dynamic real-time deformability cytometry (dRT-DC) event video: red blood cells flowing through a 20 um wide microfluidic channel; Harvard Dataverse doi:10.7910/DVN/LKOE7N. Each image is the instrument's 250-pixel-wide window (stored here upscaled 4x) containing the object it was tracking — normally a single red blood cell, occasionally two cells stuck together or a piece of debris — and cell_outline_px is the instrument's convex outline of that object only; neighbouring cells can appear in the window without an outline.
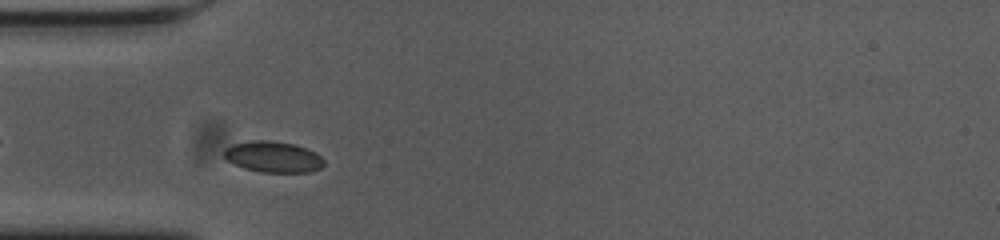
{"species": "common noctule bat (a hibernating species)", "species_latin": "Nyctalus noctula", "temperature_condition": "cold", "stored_images_in_passage": 40, "camera_frame_rate_fps": 3000, "um_per_image_px": 0.085, "animal": {"sex": "female", "body_mass_g": 23.0, "forearm_length_mm": 53.4}, "frame": {"image": 1, "passage_image": 5, "time_ms": 1.333, "image_size_px": [1000, 240], "cell_outline_px": [[324, 164], [320, 168], [308, 172], [260, 172], [244, 168], [228, 160], [224, 156], [224, 148], [232, 144], [252, 140], [268, 140], [292, 144], [304, 148], [320, 156], [324, 160]], "centroid_in_image_um": [23.18, 13.33], "position_along_channel_um": 61.8, "area_um2": 17.8}}
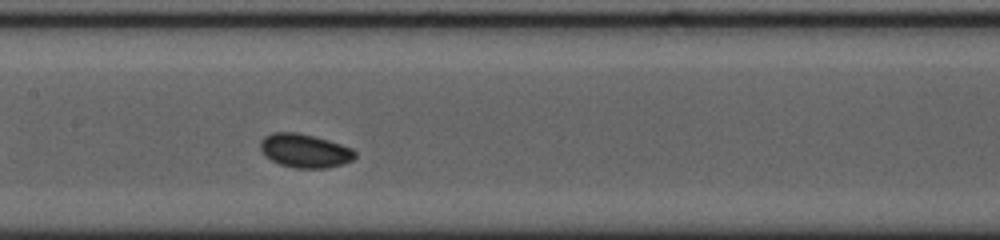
{"frame": {"image": 2, "passage_image": 15, "time_ms": 4.667, "image_size_px": [1000, 240], "cell_outline_px": [[356, 156], [352, 160], [344, 164], [328, 168], [296, 168], [280, 164], [264, 156], [260, 148], [260, 140], [264, 136], [272, 132], [296, 132], [328, 140], [352, 148], [356, 152]], "centroid_in_image_um": [25.9, 12.81], "position_along_channel_um": 181.5, "area_um2": 18.67}}
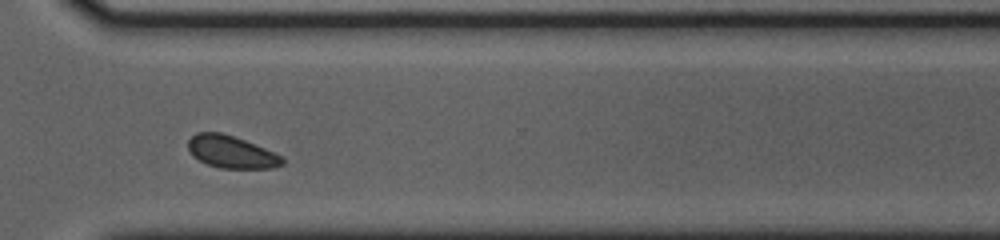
{"frame": {"image": 3, "passage_image": 29, "time_ms": 9.333, "image_size_px": [1000, 240], "cell_outline_px": [[284, 164], [272, 168], [220, 168], [208, 164], [192, 156], [188, 148], [188, 140], [196, 132], [220, 132], [244, 140], [264, 148], [280, 156], [284, 160]], "centroid_in_image_um": [19.63, 12.91], "position_along_channel_um": 351.0, "area_um2": 17.51}, "authors_computed_cell_mechanics": {"area_um2": 17.8313, "velocity_mm_per_s": 3.6278, "shape_relaxation_time_tau1_ms": 2.0289, "shape_relaxation_time_tau2_ms": null, "deformation_change_tau1": 0.0588, "deformation_change_tau2": null}}